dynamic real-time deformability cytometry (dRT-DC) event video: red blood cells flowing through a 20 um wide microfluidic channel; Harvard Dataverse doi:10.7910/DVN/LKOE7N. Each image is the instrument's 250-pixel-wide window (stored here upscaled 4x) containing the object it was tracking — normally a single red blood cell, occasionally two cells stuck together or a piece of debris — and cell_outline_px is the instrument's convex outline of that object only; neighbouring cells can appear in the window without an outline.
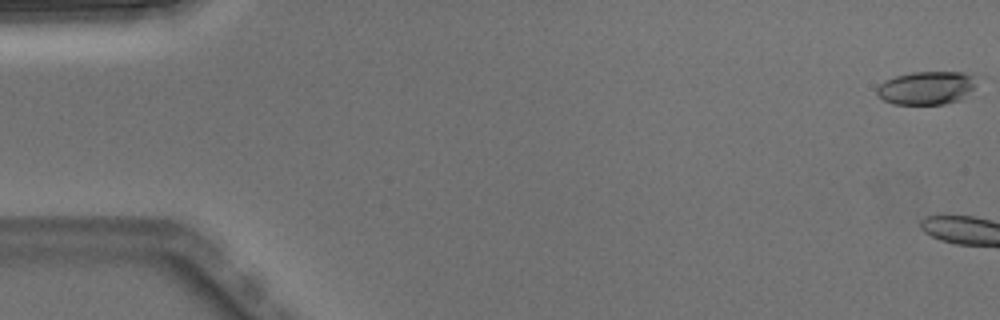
{"species": "Egyptian fruit bat (a non-hibernating species)", "species_latin": "Rousettus aegyptiacus", "temperature_condition": "warm", "stored_images_in_passage": 3, "camera_frame_rate_fps": 3000, "um_per_image_px": 0.085, "animal": {"sex": "male"}, "frame": {"image": 1, "passage_image": 1, "time_ms": 0.0, "image_size_px": [1000, 320], "cell_outline_px": [[984, 76], [960, 100], [944, 104], [892, 104], [876, 96], [876, 88], [884, 80], [896, 76], [912, 72], [964, 72]], "centroid_in_image_um": [78.8, 7.45], "position_along_channel_um": 6.2, "area_um2": 19.77}}